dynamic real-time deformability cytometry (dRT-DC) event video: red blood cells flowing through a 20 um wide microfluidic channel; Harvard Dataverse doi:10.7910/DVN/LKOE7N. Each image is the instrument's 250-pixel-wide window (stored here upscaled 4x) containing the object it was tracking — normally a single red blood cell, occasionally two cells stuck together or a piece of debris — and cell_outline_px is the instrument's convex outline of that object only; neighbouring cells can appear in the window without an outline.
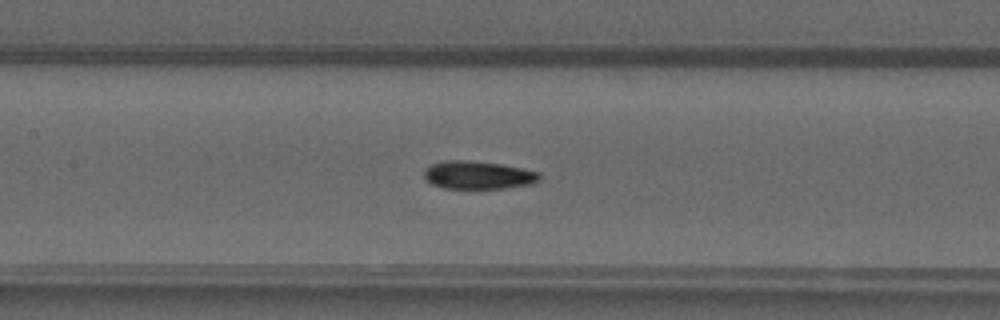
{"species": "common noctule bat (a hibernating species)", "species_latin": "Nyctalus noctula", "temperature_condition": "warm", "stored_images_in_passage": 50, "camera_frame_rate_fps": 3000, "um_per_image_px": 0.085, "animal": {"sex": "male", "forearm_length_mm": 52.5}, "frame": {"image": 1, "passage_image": 23, "time_ms": 7.333, "image_size_px": [1000, 320], "cell_outline_px": [[540, 180], [532, 184], [504, 188], [444, 188], [432, 184], [424, 176], [424, 168], [432, 164], [444, 160], [468, 160], [500, 164], [540, 172]], "centroid_in_image_um": [40.63, 14.87], "position_along_channel_um": 166.8, "area_um2": 18.79}}
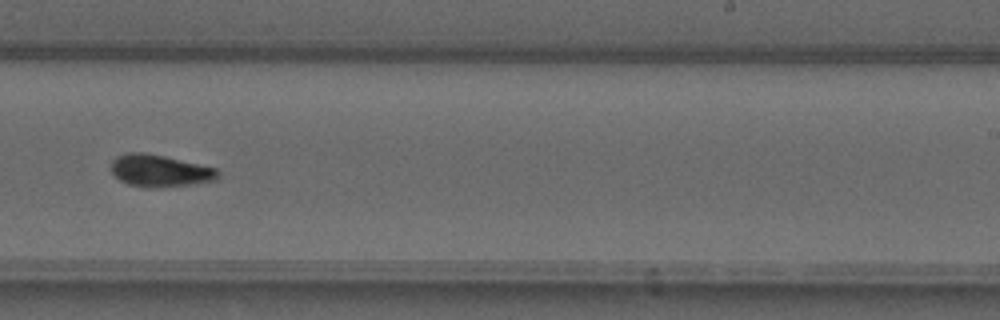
{"frame": {"image": 2, "passage_image": 31, "time_ms": 10.0, "image_size_px": [1000, 320], "cell_outline_px": [[220, 176], [216, 180], [192, 184], [156, 188], [148, 188], [128, 184], [120, 180], [112, 172], [112, 160], [116, 156], [124, 152], [144, 152], [164, 156], [216, 168], [220, 172]], "centroid_in_image_um": [13.58, 14.51], "position_along_channel_um": 275.4, "area_um2": 20.06}}
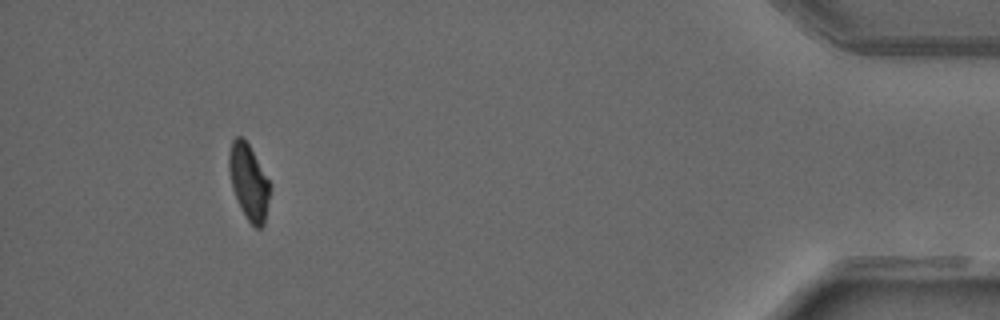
{"frame": {"image": 3, "passage_image": 46, "time_ms": 15.0, "image_size_px": [1000, 320], "cell_outline_px": [[268, 200], [264, 224], [260, 228], [256, 228], [248, 220], [232, 188], [228, 168], [228, 152], [232, 140], [236, 136], [240, 136], [248, 144], [268, 180]], "centroid_in_image_um": [21.1, 15.43], "position_along_channel_um": 414.1, "area_um2": 17.28}, "authors_computed_cell_mechanics": {"area_um2": 18.7561, "velocity_mm_per_s": 4.0967, "shape_relaxation_time_tau1_ms": 9.1524, "shape_relaxation_time_tau2_ms": 5.8476, "deformation_change_tau1": 0.2421, "deformation_change_tau2": 0.1113}}